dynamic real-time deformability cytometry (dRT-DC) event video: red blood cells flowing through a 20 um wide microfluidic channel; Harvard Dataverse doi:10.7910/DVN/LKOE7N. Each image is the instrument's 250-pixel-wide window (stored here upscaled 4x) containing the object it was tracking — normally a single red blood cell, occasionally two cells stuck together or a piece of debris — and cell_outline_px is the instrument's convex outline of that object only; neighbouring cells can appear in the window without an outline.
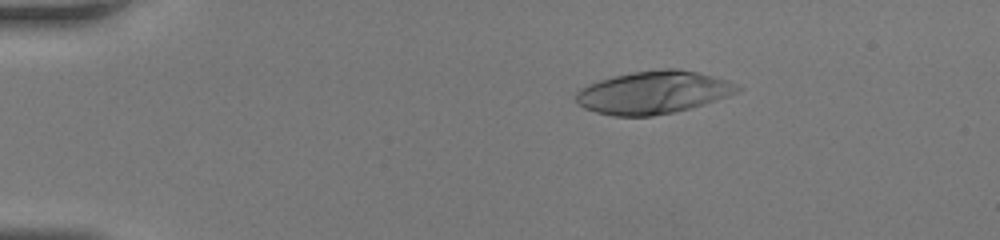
{"species": "human", "species_latin": "Homo sapiens", "temperature_condition": "room temperature", "stored_images_in_passage": 45, "camera_frame_rate_fps": 3000, "um_per_image_px": 0.085, "donor": {"sex": "female"}, "frame": {"image": 1, "passage_image": 9, "time_ms": 2.667, "image_size_px": [1000, 240], "cell_outline_px": [[744, 88], [736, 92], [676, 112], [652, 116], [612, 116], [596, 112], [584, 108], [576, 100], [576, 92], [580, 88], [588, 84], [600, 80], [632, 72], [660, 68], [676, 68], [696, 72], [728, 80]], "centroid_in_image_um": [55.49, 7.85], "position_along_channel_um": 29.5, "area_um2": 39.77}}
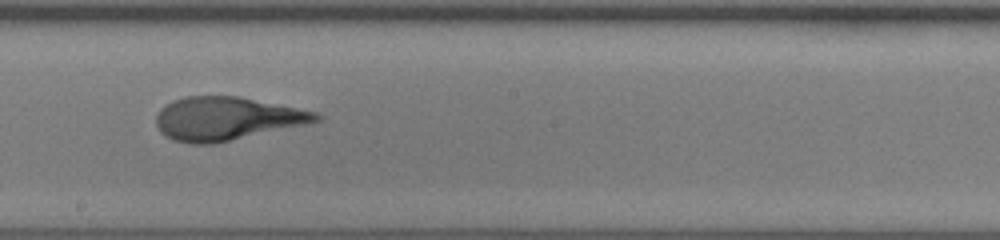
{"frame": {"image": 2, "passage_image": 27, "time_ms": 8.667, "image_size_px": [1000, 240], "cell_outline_px": [[324, 116], [320, 120], [304, 124], [212, 144], [188, 144], [172, 140], [160, 132], [156, 124], [156, 116], [160, 108], [172, 100], [184, 96], [240, 96], [316, 112]], "centroid_in_image_um": [19.2, 10.07], "position_along_channel_um": 229.0, "area_um2": 40.17}}
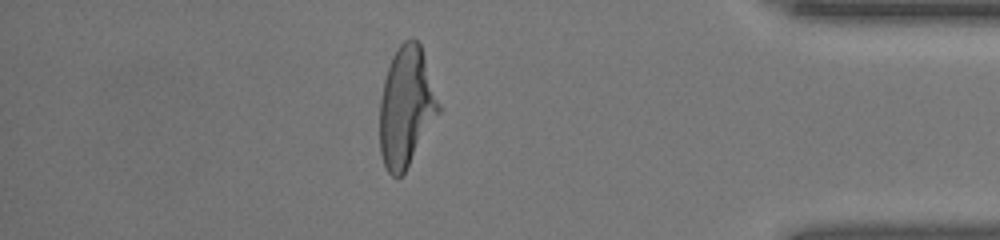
{"frame": {"image": 3, "passage_image": 40, "time_ms": 13.0, "image_size_px": [1000, 240], "cell_outline_px": [[440, 112], [404, 172], [396, 180], [388, 172], [384, 164], [380, 152], [380, 100], [384, 80], [392, 56], [396, 48], [404, 40], [412, 36], [420, 44], [440, 104]], "centroid_in_image_um": [34.52, 9.07], "position_along_channel_um": 400.7, "area_um2": 40.92}}